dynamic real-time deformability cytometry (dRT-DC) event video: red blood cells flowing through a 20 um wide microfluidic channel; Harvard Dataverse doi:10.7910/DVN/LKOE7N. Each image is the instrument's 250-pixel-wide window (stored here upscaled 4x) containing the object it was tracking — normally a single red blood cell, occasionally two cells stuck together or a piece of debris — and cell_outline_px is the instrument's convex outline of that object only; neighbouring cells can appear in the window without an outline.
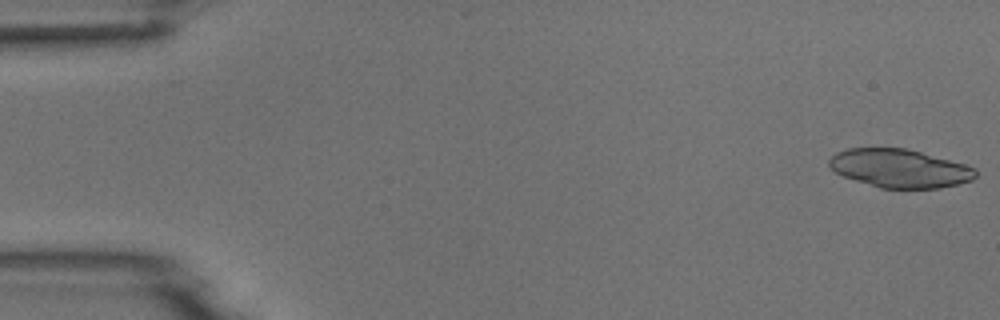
{"species": "common noctule bat (a hibernating species)", "species_latin": "Nyctalus noctula", "temperature_condition": "room temperature", "stored_images_in_passage": 6, "camera_frame_rate_fps": 3000, "um_per_image_px": 0.085, "animal": {"sex": "male", "body_mass_g": 18.8}, "frame": {"image": 1, "passage_image": 1, "time_ms": 0.0, "image_size_px": [1000, 320], "cell_outline_px": [[976, 176], [972, 180], [940, 188], [880, 188], [844, 176], [836, 172], [828, 164], [828, 160], [836, 152], [848, 148], [908, 148], [964, 164], [976, 168]], "centroid_in_image_um": [76.47, 14.3], "position_along_channel_um": 8.5, "area_um2": 32.6}}